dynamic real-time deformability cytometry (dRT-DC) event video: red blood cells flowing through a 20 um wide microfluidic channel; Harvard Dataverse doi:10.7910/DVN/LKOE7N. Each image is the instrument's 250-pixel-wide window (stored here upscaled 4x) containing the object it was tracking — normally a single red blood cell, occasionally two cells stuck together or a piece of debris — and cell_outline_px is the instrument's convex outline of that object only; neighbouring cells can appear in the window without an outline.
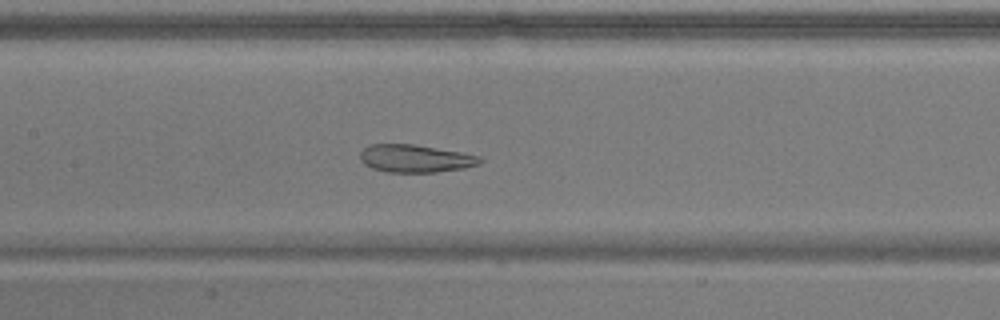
{"species": "common noctule bat (a hibernating species)", "species_latin": "Nyctalus noctula", "temperature_condition": "warm", "stored_images_in_passage": 54, "camera_frame_rate_fps": 3000, "um_per_image_px": 0.085, "animal": {"sex": "male", "body_mass_g": 17.9}, "frame": {"image": 1, "passage_image": 25, "time_ms": 8.0, "image_size_px": [1000, 320], "cell_outline_px": [[484, 160], [480, 164], [464, 168], [436, 172], [384, 172], [372, 168], [364, 164], [360, 160], [360, 152], [364, 148], [372, 144], [412, 144], [460, 152], [480, 156]], "centroid_in_image_um": [35.3, 13.48], "position_along_channel_um": 172.1, "area_um2": 19.36}}
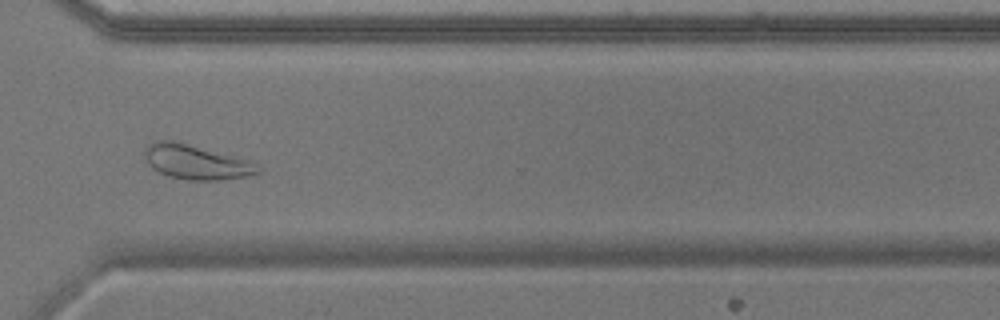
{"frame": {"image": 2, "passage_image": 40, "time_ms": 13.0, "image_size_px": [1000, 320], "cell_outline_px": [[260, 172], [248, 176], [216, 180], [188, 180], [168, 176], [152, 168], [144, 156], [144, 148], [148, 144], [160, 140], [172, 140], [232, 156], [260, 164]], "centroid_in_image_um": [16.65, 13.78], "position_along_channel_um": 353.9, "area_um2": 22.43}}
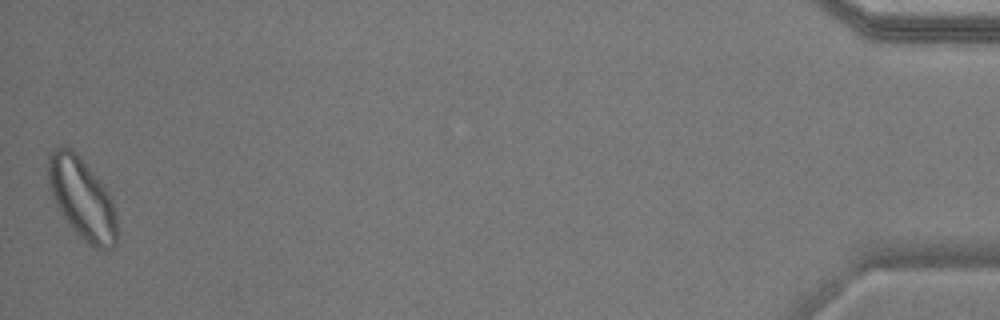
{"frame": {"image": 3, "passage_image": 54, "time_ms": 17.667, "image_size_px": [1000, 320], "cell_outline_px": [[116, 244], [112, 248], [96, 248], [88, 244], [76, 232], [64, 216], [56, 204], [48, 188], [48, 156], [56, 148], [72, 148], [76, 152], [104, 184], [112, 200], [116, 216]], "centroid_in_image_um": [6.97, 16.85], "position_along_channel_um": 428.2, "area_um2": 32.19}, "authors_computed_cell_mechanics": {"area_um2": 26.6458, "velocity_mm_per_s": 3.6373, "shape_relaxation_time_tau1_ms": null, "shape_relaxation_time_tau2_ms": 2.4749, "deformation_change_tau1": null, "deformation_change_tau2": 0.1032}}